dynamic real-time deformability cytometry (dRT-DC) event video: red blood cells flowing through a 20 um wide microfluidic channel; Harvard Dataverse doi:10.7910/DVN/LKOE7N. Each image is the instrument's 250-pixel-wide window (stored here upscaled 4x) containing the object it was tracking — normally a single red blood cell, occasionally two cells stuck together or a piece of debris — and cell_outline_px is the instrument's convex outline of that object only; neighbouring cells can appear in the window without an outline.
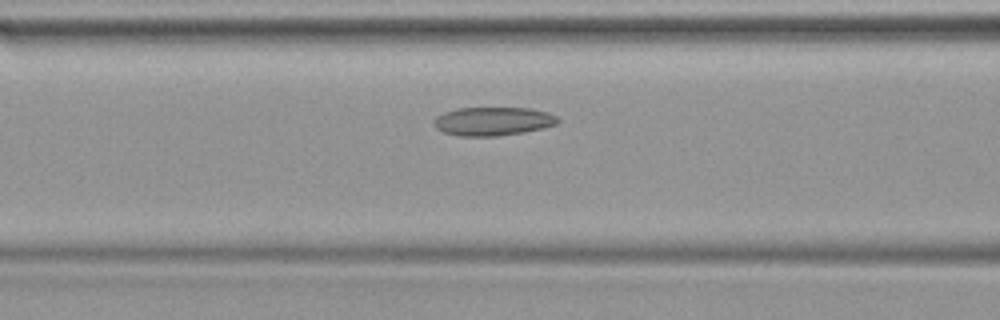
{"species": "common noctule bat (a hibernating species)", "species_latin": "Nyctalus noctula", "temperature_condition": "warm", "stored_images_in_passage": 24, "camera_frame_rate_fps": 3000, "um_per_image_px": 0.085, "animal": {"sex": "female", "body_mass_g": 19.9}, "frame": {"image": 1, "passage_image": 10, "time_ms": 3.0, "image_size_px": [1000, 320], "cell_outline_px": [[560, 120], [556, 124], [544, 128], [524, 132], [496, 136], [460, 136], [444, 132], [436, 128], [432, 120], [436, 116], [444, 112], [456, 108], [532, 108], [548, 112], [556, 116]], "centroid_in_image_um": [41.9, 10.3], "position_along_channel_um": 124.7, "area_um2": 20.75}}
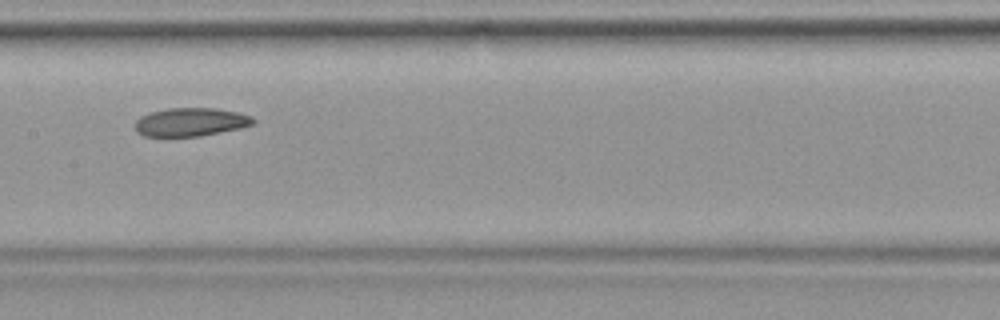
{"frame": {"image": 2, "passage_image": 14, "time_ms": 4.333, "image_size_px": [1000, 320], "cell_outline_px": [[256, 120], [252, 124], [240, 128], [200, 136], [144, 136], [136, 132], [136, 120], [140, 116], [152, 112], [168, 108], [216, 108], [240, 112], [252, 116]], "centroid_in_image_um": [16.23, 10.36], "position_along_channel_um": 191.2, "area_um2": 19.54}}